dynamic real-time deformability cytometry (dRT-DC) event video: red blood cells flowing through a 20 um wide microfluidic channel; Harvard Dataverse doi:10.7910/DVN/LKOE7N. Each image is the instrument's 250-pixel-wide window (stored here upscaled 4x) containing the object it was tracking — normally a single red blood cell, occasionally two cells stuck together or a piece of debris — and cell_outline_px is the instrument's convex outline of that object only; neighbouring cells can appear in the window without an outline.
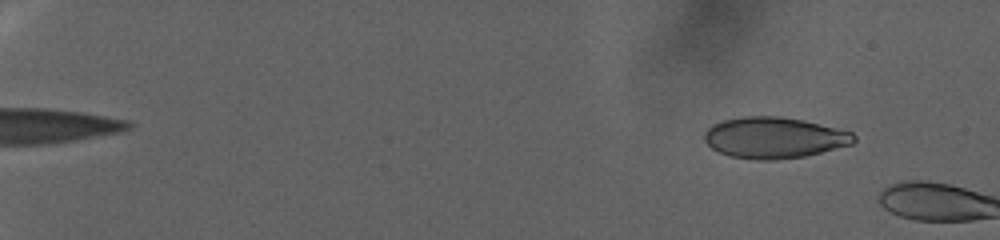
{"species": "human", "species_latin": "Homo sapiens", "temperature_condition": "warm", "stored_images_in_passage": 13, "camera_frame_rate_fps": 3000, "um_per_image_px": 0.085, "donor": {"sex": "female"}, "frame": {"image": 1, "passage_image": 10, "time_ms": 3.0, "image_size_px": [1000, 240], "cell_outline_px": [[856, 140], [852, 144], [804, 156], [776, 160], [756, 160], [728, 156], [712, 148], [704, 140], [704, 132], [712, 124], [724, 120], [744, 116], [780, 116], [804, 120], [852, 132], [856, 136]], "centroid_in_image_um": [65.79, 11.7], "position_along_channel_um": 19.2, "area_um2": 35.84}}